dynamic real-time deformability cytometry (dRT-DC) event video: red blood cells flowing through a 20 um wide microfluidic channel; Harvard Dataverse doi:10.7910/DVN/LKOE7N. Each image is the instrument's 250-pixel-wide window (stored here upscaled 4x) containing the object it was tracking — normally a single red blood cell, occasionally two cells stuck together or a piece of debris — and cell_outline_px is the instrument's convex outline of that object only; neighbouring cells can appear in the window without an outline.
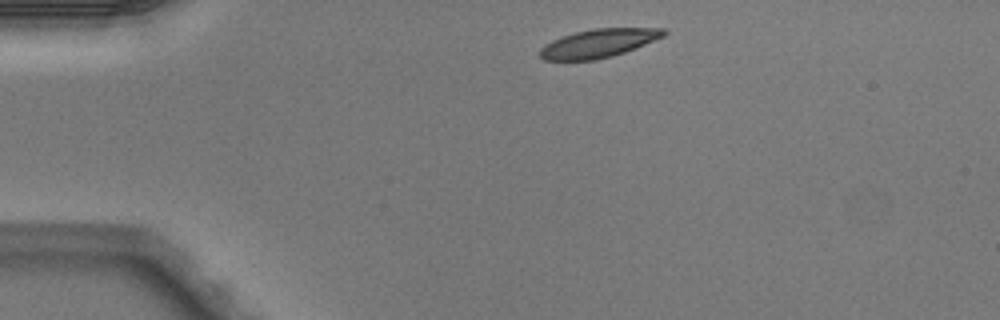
{"species": "Egyptian fruit bat (a non-hibernating species)", "species_latin": "Rousettus aegyptiacus", "temperature_condition": "warm", "stored_images_in_passage": 2, "camera_frame_rate_fps": 3000, "um_per_image_px": 0.085, "animal": {"sex": "male"}, "frame": {"image": 1, "passage_image": 1, "time_ms": 0.0, "image_size_px": [1000, 320], "cell_outline_px": [[668, 32], [664, 36], [624, 52], [612, 56], [592, 60], [544, 60], [540, 56], [540, 48], [544, 44], [552, 40], [576, 32], [592, 28], [664, 28]], "centroid_in_image_um": [50.86, 3.67], "position_along_channel_um": 34.1, "area_um2": 20.35}}